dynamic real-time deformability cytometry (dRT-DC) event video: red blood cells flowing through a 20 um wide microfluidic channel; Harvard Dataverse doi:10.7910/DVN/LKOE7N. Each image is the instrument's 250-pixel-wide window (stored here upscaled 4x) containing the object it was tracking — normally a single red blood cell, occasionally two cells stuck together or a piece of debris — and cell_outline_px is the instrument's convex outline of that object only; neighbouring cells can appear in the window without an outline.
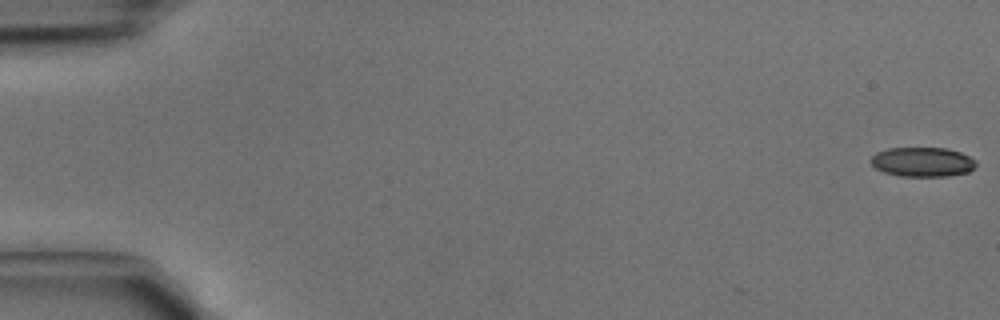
{"species": "common noctule bat (a hibernating species)", "species_latin": "Nyctalus noctula", "temperature_condition": "cold", "stored_images_in_passage": 17, "camera_frame_rate_fps": 3000, "um_per_image_px": 0.085, "animal": {"sex": "male", "body_mass_g": 15.6}, "frame": {"image": 1, "passage_image": 1, "time_ms": 0.0, "image_size_px": [1000, 320], "cell_outline_px": [[976, 164], [968, 172], [948, 176], [900, 176], [884, 172], [876, 168], [868, 160], [876, 152], [888, 148], [948, 148], [960, 152], [976, 160]], "centroid_in_image_um": [78.39, 13.76], "position_along_channel_um": 6.6, "area_um2": 18.09}}
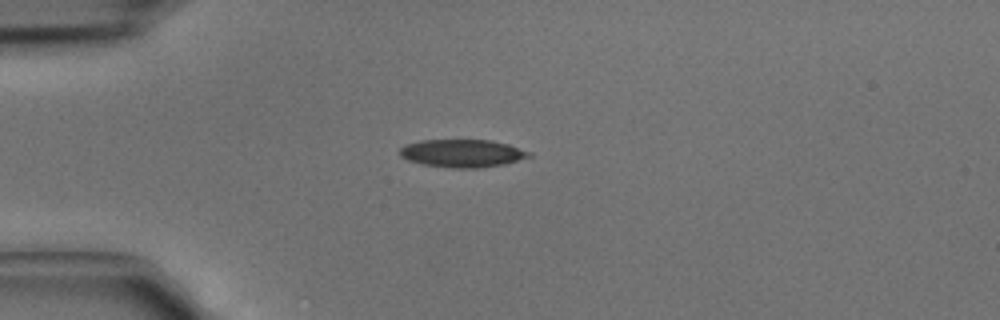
{"frame": {"image": 2, "passage_image": 12, "time_ms": 3.667, "image_size_px": [1000, 320], "cell_outline_px": [[532, 156], [504, 164], [480, 168], [452, 168], [424, 164], [408, 160], [400, 156], [400, 148], [404, 144], [420, 140], [492, 140], [508, 144], [532, 152]], "centroid_in_image_um": [39.3, 13.02], "position_along_channel_um": 45.7, "area_um2": 21.04}}